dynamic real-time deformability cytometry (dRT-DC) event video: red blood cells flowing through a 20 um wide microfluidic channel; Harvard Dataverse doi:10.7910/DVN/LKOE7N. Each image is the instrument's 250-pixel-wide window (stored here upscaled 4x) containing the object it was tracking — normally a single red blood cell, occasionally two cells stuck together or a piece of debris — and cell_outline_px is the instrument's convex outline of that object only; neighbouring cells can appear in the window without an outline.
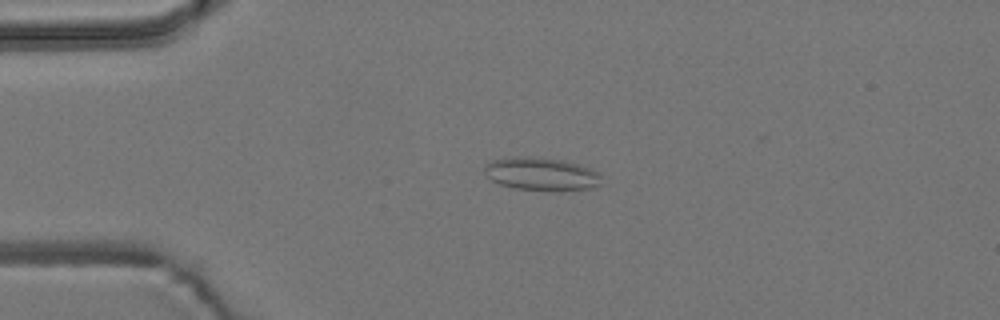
{"species": "common noctule bat (a hibernating species)", "species_latin": "Nyctalus noctula", "temperature_condition": "room temperature", "stored_images_in_passage": 23, "camera_frame_rate_fps": 3000, "um_per_image_px": 0.085, "animal": {"sex": "male", "body_mass_g": 19.2, "forearm_length_mm": 51.8}, "frame": {"image": 1, "passage_image": 2, "time_ms": 0.333, "image_size_px": [1000, 320], "cell_outline_px": [[600, 184], [588, 188], [556, 192], [516, 188], [500, 184], [492, 180], [484, 172], [484, 168], [492, 160], [512, 156], [540, 156], [564, 160], [600, 172]], "centroid_in_image_um": [46.01, 14.78], "position_along_channel_um": 39.0, "area_um2": 22.72}}
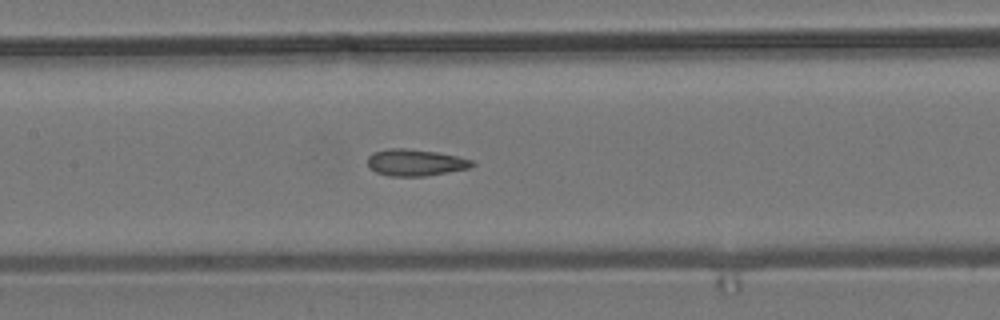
{"frame": {"image": 2, "passage_image": 15, "time_ms": 4.667, "image_size_px": [1000, 320], "cell_outline_px": [[476, 164], [468, 168], [448, 172], [424, 176], [388, 176], [376, 172], [368, 168], [368, 156], [372, 152], [388, 148], [404, 148], [436, 152], [456, 156], [472, 160]], "centroid_in_image_um": [35.26, 13.81], "position_along_channel_um": 172.1, "area_um2": 16.24}}
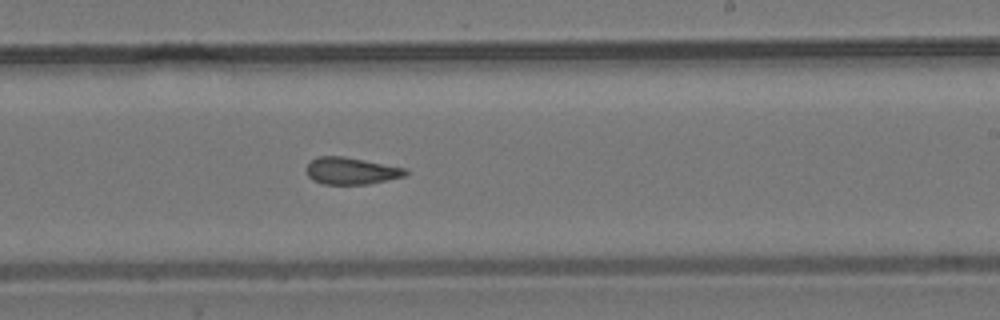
{"frame": {"image": 3, "passage_image": 22, "time_ms": 7.0, "image_size_px": [1000, 320], "cell_outline_px": [[408, 172], [404, 176], [368, 184], [324, 184], [312, 180], [308, 176], [304, 168], [316, 156], [344, 156], [408, 168]], "centroid_in_image_um": [29.83, 14.51], "position_along_channel_um": 259.2, "area_um2": 15.72}}